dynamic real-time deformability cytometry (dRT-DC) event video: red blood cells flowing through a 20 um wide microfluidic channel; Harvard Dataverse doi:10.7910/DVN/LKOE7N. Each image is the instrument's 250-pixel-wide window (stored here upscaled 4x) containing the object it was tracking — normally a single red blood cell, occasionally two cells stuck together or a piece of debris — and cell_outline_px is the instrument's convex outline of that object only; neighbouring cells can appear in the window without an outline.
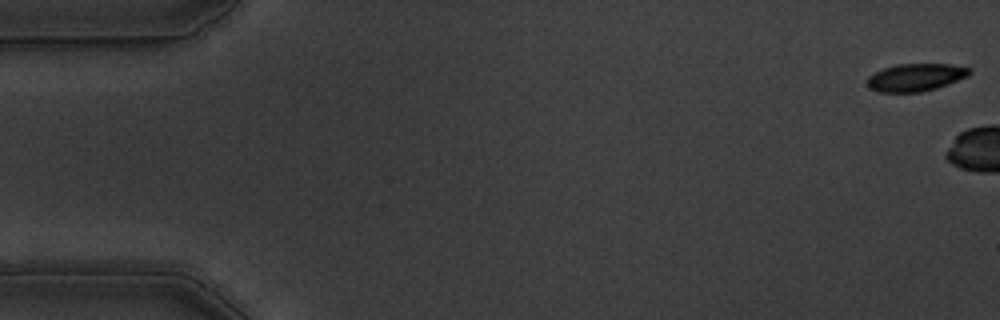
{"species": "common noctule bat (a hibernating species)", "species_latin": "Nyctalus noctula", "temperature_condition": "warm", "stored_images_in_passage": 4, "camera_frame_rate_fps": 3000, "um_per_image_px": 0.085, "animal": {"sex": "male", "body_mass_g": 19.5, "forearm_length_mm": 54.6}, "frame": {"image": 1, "passage_image": 1, "time_ms": 0.0, "image_size_px": [1000, 320], "cell_outline_px": [[972, 72], [968, 76], [948, 84], [936, 88], [920, 92], [876, 92], [868, 84], [868, 76], [884, 68], [896, 64], [952, 64], [972, 68]], "centroid_in_image_um": [77.88, 6.57], "position_along_channel_um": 7.1, "area_um2": 16.42}}